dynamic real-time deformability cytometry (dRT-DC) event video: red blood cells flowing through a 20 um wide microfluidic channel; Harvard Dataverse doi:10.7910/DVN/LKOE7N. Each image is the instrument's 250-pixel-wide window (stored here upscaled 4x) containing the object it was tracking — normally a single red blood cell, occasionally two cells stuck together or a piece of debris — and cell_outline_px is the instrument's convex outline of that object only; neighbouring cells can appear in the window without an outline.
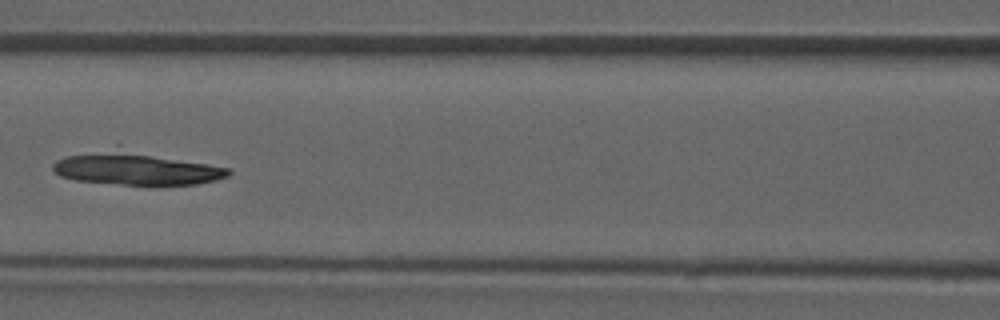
{"species": "common noctule bat (a hibernating species)", "species_latin": "Nyctalus noctula", "temperature_condition": "room temperature", "stored_images_in_passage": 8, "camera_frame_rate_fps": 3000, "um_per_image_px": 0.085, "animal": {"sex": "male", "forearm_length_mm": 52.5}, "frame": {"image": 1, "passage_image": 7, "time_ms": 7.0, "image_size_px": [1000, 320], "cell_outline_px": [[232, 172], [228, 176], [216, 180], [196, 184], [120, 184], [76, 180], [60, 176], [52, 168], [52, 164], [56, 160], [68, 156], [116, 144], [120, 144], [228, 168]], "centroid_in_image_um": [11.55, 14.23], "position_along_channel_um": 155.0, "area_um2": 34.97}}